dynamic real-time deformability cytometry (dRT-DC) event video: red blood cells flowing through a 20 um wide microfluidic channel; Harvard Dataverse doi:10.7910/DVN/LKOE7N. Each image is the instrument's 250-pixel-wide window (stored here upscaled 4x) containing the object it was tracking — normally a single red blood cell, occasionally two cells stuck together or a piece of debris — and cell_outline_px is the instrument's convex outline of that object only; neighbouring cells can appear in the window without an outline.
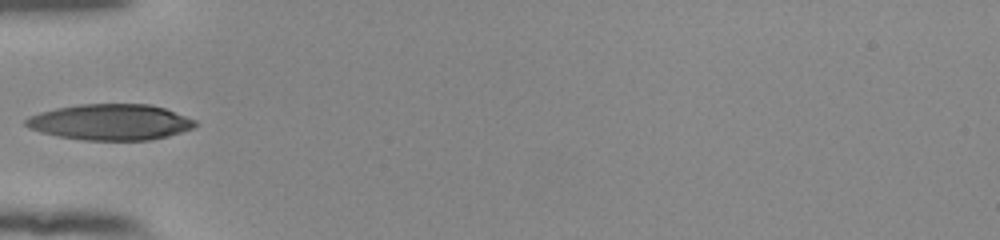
{"species": "human", "species_latin": "Homo sapiens", "temperature_condition": "room temperature", "stored_images_in_passage": 35, "camera_frame_rate_fps": 3000, "um_per_image_px": 0.085, "donor": {"sex": "female"}, "frame": {"image": 1, "passage_image": 1, "time_ms": 0.0, "image_size_px": [1000, 240], "cell_outline_px": [[196, 124], [192, 128], [168, 136], [152, 140], [84, 140], [60, 136], [40, 132], [24, 124], [24, 120], [28, 116], [40, 112], [56, 108], [80, 104], [152, 104], [164, 108], [196, 120]], "centroid_in_image_um": [9.38, 10.37], "position_along_channel_um": 75.6, "area_um2": 35.32}}
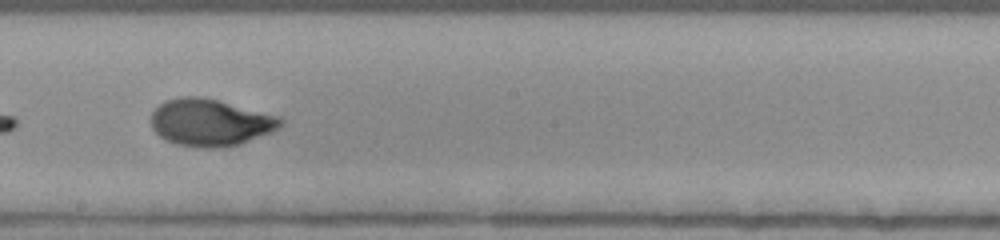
{"frame": {"image": 2, "passage_image": 13, "time_ms": 4.0, "image_size_px": [1000, 240], "cell_outline_px": [[284, 124], [272, 132], [240, 144], [216, 148], [204, 148], [176, 144], [160, 136], [152, 128], [152, 112], [164, 100], [184, 96], [200, 96], [280, 116], [284, 120]], "centroid_in_image_um": [17.89, 10.41], "position_along_channel_um": 230.3, "area_um2": 35.37}}
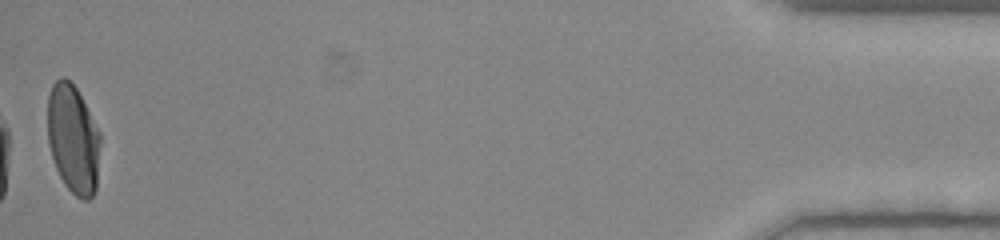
{"frame": {"image": 3, "passage_image": 35, "time_ms": 11.333, "image_size_px": [1000, 240], "cell_outline_px": [[100, 144], [96, 188], [92, 196], [88, 200], [84, 200], [76, 196], [64, 184], [56, 168], [48, 144], [48, 96], [52, 84], [60, 76], [64, 76], [76, 88], [100, 132]], "centroid_in_image_um": [6.21, 11.82], "position_along_channel_um": 429.0, "area_um2": 33.35}}